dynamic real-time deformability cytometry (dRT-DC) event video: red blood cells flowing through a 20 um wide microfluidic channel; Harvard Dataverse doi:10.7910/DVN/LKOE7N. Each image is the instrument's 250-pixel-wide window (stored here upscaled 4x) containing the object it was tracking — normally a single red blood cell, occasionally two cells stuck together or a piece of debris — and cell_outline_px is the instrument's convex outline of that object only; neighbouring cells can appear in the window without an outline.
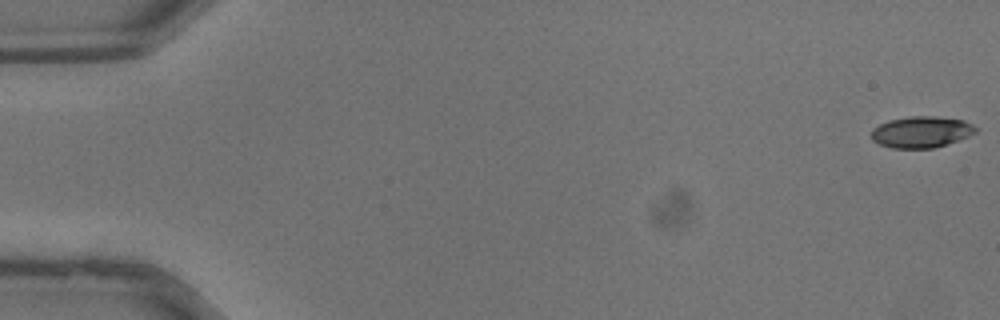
{"species": "common noctule bat (a hibernating species)", "species_latin": "Nyctalus noctula", "temperature_condition": "warm", "stored_images_in_passage": 38, "camera_frame_rate_fps": 3000, "um_per_image_px": 0.085, "animal": {"sex": "male", "body_mass_g": 13.3}, "frame": {"image": 1, "passage_image": 1, "time_ms": 0.0, "image_size_px": [1000, 320], "cell_outline_px": [[976, 132], [968, 136], [932, 148], [892, 148], [880, 144], [872, 140], [872, 128], [888, 120], [908, 116], [932, 116], [964, 120], [972, 124], [976, 128]], "centroid_in_image_um": [78.28, 11.2], "position_along_channel_um": 6.7, "area_um2": 18.84}}
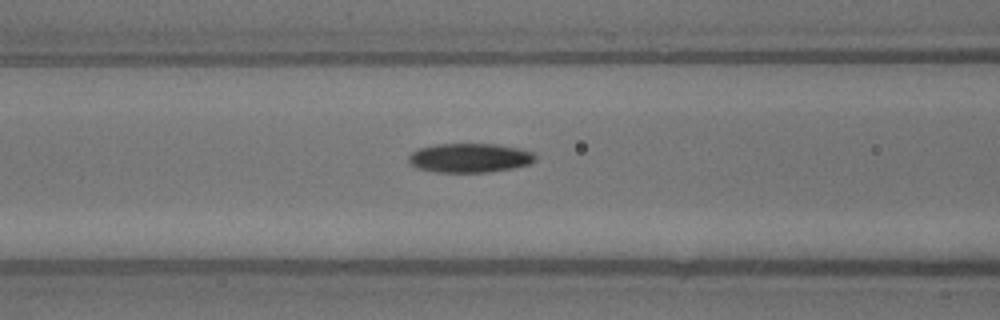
{"frame": {"image": 2, "passage_image": 16, "time_ms": 5.0, "image_size_px": [1000, 320], "cell_outline_px": [[536, 160], [528, 164], [512, 168], [488, 172], [436, 172], [416, 168], [408, 160], [408, 156], [412, 152], [420, 148], [436, 144], [496, 144], [520, 148], [532, 152], [536, 156]], "centroid_in_image_um": [39.92, 13.42], "position_along_channel_um": 126.7, "area_um2": 21.5}}
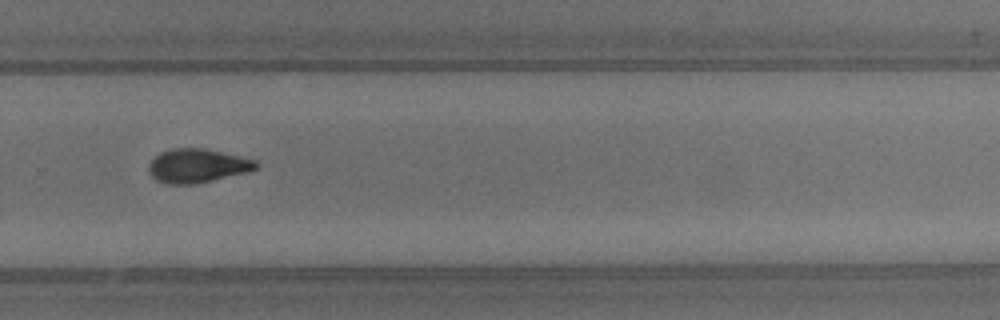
{"frame": {"image": 3, "passage_image": 26, "time_ms": 8.333, "image_size_px": [1000, 320], "cell_outline_px": [[260, 164], [256, 168], [248, 172], [196, 184], [168, 184], [156, 180], [148, 172], [148, 164], [160, 152], [172, 148], [204, 148], [240, 156], [256, 160]], "centroid_in_image_um": [16.77, 14.09], "position_along_channel_um": 313.0, "area_um2": 21.27}}